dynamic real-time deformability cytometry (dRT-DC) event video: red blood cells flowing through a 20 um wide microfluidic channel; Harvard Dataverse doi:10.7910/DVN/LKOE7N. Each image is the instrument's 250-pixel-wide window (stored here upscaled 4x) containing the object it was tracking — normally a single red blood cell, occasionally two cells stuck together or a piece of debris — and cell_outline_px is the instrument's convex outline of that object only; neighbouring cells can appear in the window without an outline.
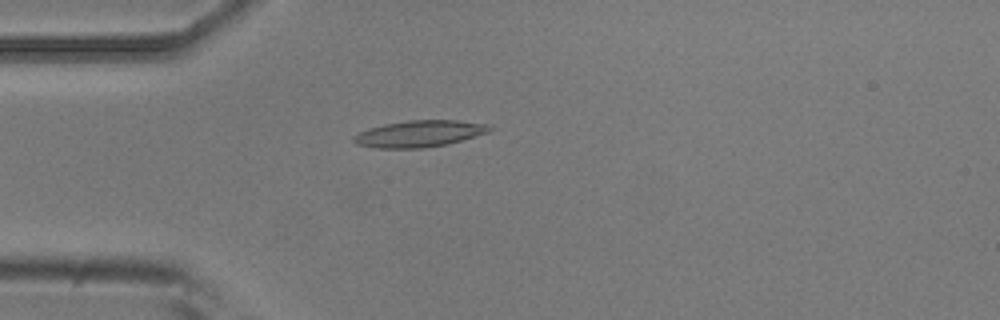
{"species": "common noctule bat (a hibernating species)", "species_latin": "Nyctalus noctula", "temperature_condition": "room temperature", "stored_images_in_passage": 54, "camera_frame_rate_fps": 3000, "um_per_image_px": 0.085, "animal": {"sex": "male", "body_mass_g": 20.5, "forearm_length_mm": 52.5}, "frame": {"image": 1, "passage_image": 14, "time_ms": 4.333, "image_size_px": [1000, 320], "cell_outline_px": [[492, 128], [488, 132], [448, 144], [424, 148], [376, 148], [356, 144], [352, 140], [352, 136], [368, 128], [384, 124], [408, 120], [456, 120], [488, 124]], "centroid_in_image_um": [35.61, 11.36], "position_along_channel_um": 49.4, "area_um2": 21.04}}
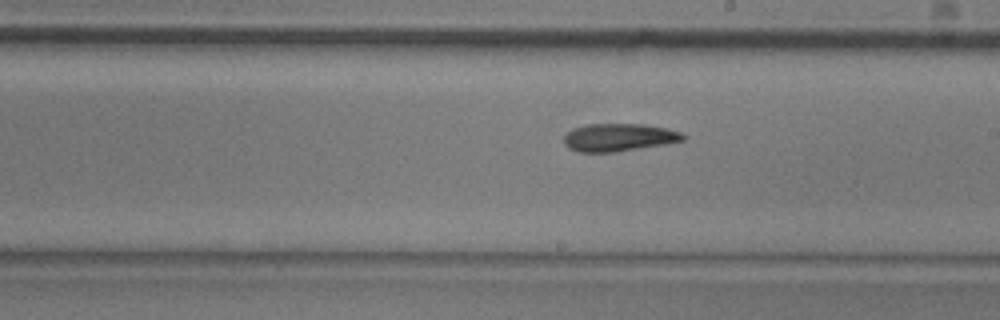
{"frame": {"image": 2, "passage_image": 30, "time_ms": 9.667, "image_size_px": [1000, 320], "cell_outline_px": [[688, 136], [684, 140], [664, 144], [616, 152], [580, 152], [568, 148], [564, 144], [564, 136], [572, 128], [588, 124], [644, 124], [668, 128], [680, 132]], "centroid_in_image_um": [52.61, 11.67], "position_along_channel_um": 236.4, "area_um2": 19.36}}
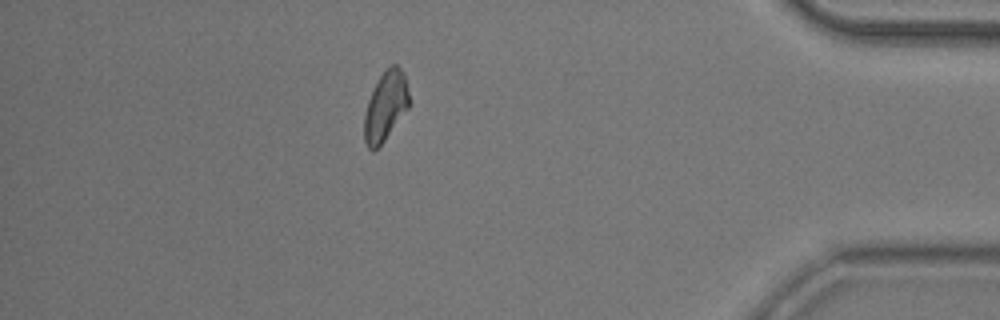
{"frame": {"image": 3, "passage_image": 47, "time_ms": 15.333, "image_size_px": [1000, 320], "cell_outline_px": [[412, 104], [384, 140], [372, 152], [368, 148], [364, 140], [364, 116], [368, 100], [380, 76], [392, 64], [396, 64], [404, 72]], "centroid_in_image_um": [32.8, 9.03], "position_along_channel_um": 402.4, "area_um2": 18.15}}